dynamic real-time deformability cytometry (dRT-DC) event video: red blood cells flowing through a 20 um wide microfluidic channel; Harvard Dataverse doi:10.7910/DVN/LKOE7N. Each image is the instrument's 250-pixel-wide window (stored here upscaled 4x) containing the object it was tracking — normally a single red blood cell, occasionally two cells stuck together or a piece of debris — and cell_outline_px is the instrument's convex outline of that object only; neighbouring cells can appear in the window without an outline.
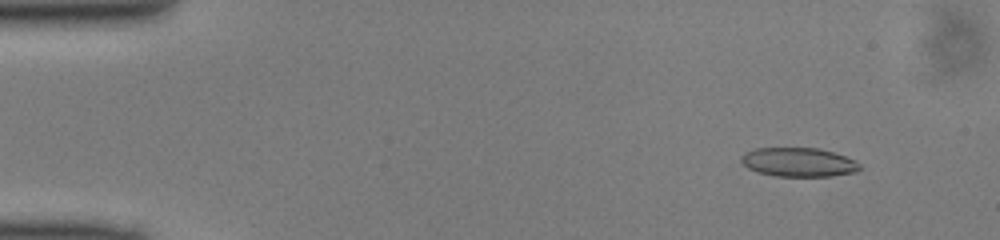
{"species": "common noctule bat (a hibernating species)", "species_latin": "Nyctalus noctula", "temperature_condition": "cold", "stored_images_in_passage": 47, "camera_frame_rate_fps": 3000, "um_per_image_px": 0.085, "animal": {"sex": "male", "body_mass_g": 13.0, "forearm_length_mm": 53.1}, "frame": {"image": 1, "passage_image": 3, "time_ms": 0.667, "image_size_px": [1000, 240], "cell_outline_px": [[860, 168], [856, 172], [832, 176], [776, 176], [760, 172], [748, 168], [740, 160], [740, 156], [744, 152], [756, 148], [820, 148], [856, 160], [860, 164]], "centroid_in_image_um": [67.88, 13.78], "position_along_channel_um": 17.1, "area_um2": 20.0}}
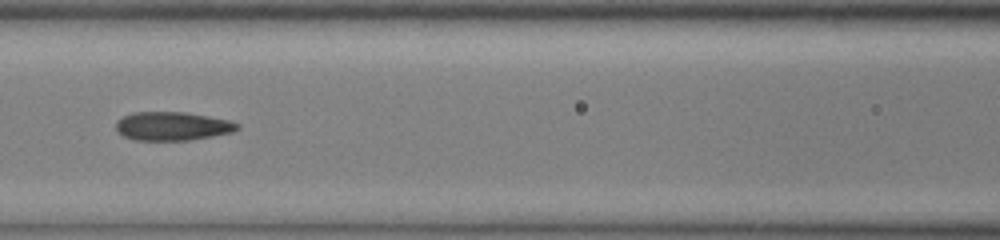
{"frame": {"image": 2, "passage_image": 20, "time_ms": 6.333, "image_size_px": [1000, 240], "cell_outline_px": [[240, 128], [232, 132], [212, 136], [188, 140], [132, 140], [124, 136], [116, 128], [116, 120], [132, 112], [184, 112], [208, 116], [228, 120], [240, 124]], "centroid_in_image_um": [14.65, 10.72], "position_along_channel_um": 152.0, "area_um2": 20.17}}
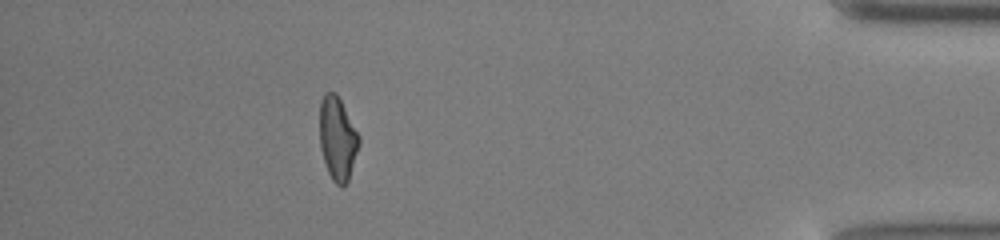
{"frame": {"image": 3, "passage_image": 42, "time_ms": 13.667, "image_size_px": [1000, 240], "cell_outline_px": [[360, 144], [348, 180], [340, 188], [332, 180], [328, 172], [324, 160], [320, 144], [320, 100], [324, 92], [336, 92], [360, 136]], "centroid_in_image_um": [28.69, 11.76], "position_along_channel_um": 406.5, "area_um2": 19.07}}